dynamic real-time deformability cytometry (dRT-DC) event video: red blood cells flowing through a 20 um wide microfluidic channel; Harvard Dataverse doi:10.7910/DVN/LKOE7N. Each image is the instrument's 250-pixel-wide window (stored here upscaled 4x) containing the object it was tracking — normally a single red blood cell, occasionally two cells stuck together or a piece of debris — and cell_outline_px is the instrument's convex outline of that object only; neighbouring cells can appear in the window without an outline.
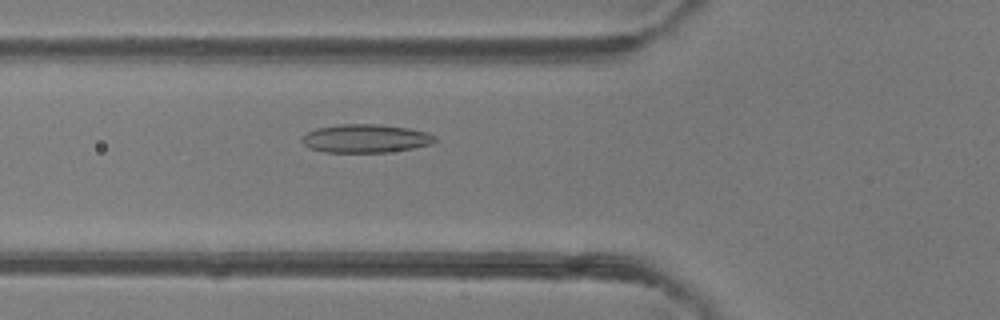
{"species": "common noctule bat (a hibernating species)", "species_latin": "Nyctalus noctula", "temperature_condition": "room temperature", "stored_images_in_passage": 6, "camera_frame_rate_fps": 3000, "um_per_image_px": 0.085, "animal": {"sex": "female"}, "frame": {"image": 1, "passage_image": 6, "time_ms": 1.667, "image_size_px": [1000, 320], "cell_outline_px": [[436, 140], [432, 144], [412, 148], [388, 152], [324, 152], [308, 148], [300, 140], [300, 136], [316, 128], [340, 124], [380, 124], [408, 128], [428, 132], [436, 136]], "centroid_in_image_um": [31.06, 11.77], "position_along_channel_um": 94.7, "area_um2": 22.2}}